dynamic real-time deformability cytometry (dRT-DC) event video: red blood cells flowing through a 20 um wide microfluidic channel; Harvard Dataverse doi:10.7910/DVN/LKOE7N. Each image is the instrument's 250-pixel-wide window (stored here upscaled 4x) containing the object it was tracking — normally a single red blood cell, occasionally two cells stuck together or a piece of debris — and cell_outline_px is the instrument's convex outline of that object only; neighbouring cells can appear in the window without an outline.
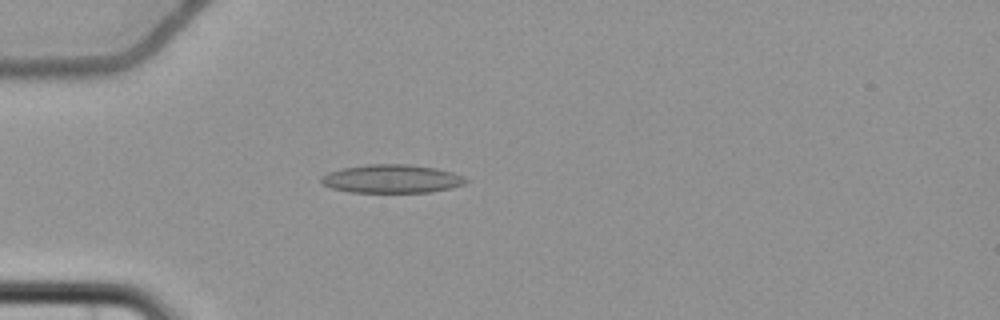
{"species": "common noctule bat (a hibernating species)", "species_latin": "Nyctalus noctula", "temperature_condition": "cold", "stored_images_in_passage": 2, "camera_frame_rate_fps": 3000, "um_per_image_px": 0.085, "animal": {"sex": "female", "body_mass_g": 22.7, "forearm_length_mm": 54.2}, "frame": {"image": 1, "passage_image": 1, "time_ms": 0.0, "image_size_px": [1000, 320], "cell_outline_px": [[468, 180], [464, 184], [452, 188], [428, 192], [352, 192], [332, 188], [324, 184], [320, 180], [320, 176], [328, 172], [340, 168], [368, 164], [408, 164], [436, 168], [452, 172], [464, 176]], "centroid_in_image_um": [33.29, 15.19], "position_along_channel_um": 51.7, "area_um2": 23.99}}